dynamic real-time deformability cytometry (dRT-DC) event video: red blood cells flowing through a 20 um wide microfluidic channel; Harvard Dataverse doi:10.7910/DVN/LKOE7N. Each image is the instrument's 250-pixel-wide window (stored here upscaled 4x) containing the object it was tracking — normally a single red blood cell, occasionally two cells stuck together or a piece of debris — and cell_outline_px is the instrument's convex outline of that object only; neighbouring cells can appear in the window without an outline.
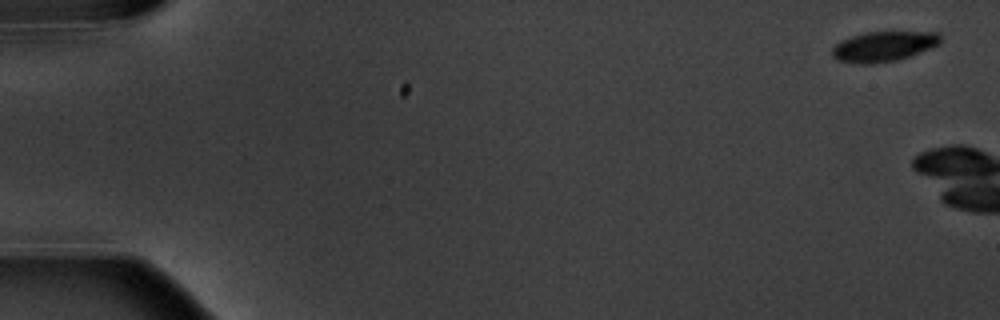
{"species": "common noctule bat (a hibernating species)", "species_latin": "Nyctalus noctula", "temperature_condition": "warm", "stored_images_in_passage": 3, "camera_frame_rate_fps": 3000, "um_per_image_px": 0.085, "animal": {"sex": "male", "body_mass_g": 20.1, "forearm_length_mm": 53.5}, "frame": {"image": 1, "passage_image": 1, "time_ms": 0.0, "image_size_px": [1000, 320], "cell_outline_px": [[940, 44], [920, 52], [896, 60], [872, 64], [856, 64], [836, 60], [832, 56], [832, 48], [840, 40], [864, 32], [940, 32]], "centroid_in_image_um": [75.07, 3.95], "position_along_channel_um": 9.9, "area_um2": 19.07}}